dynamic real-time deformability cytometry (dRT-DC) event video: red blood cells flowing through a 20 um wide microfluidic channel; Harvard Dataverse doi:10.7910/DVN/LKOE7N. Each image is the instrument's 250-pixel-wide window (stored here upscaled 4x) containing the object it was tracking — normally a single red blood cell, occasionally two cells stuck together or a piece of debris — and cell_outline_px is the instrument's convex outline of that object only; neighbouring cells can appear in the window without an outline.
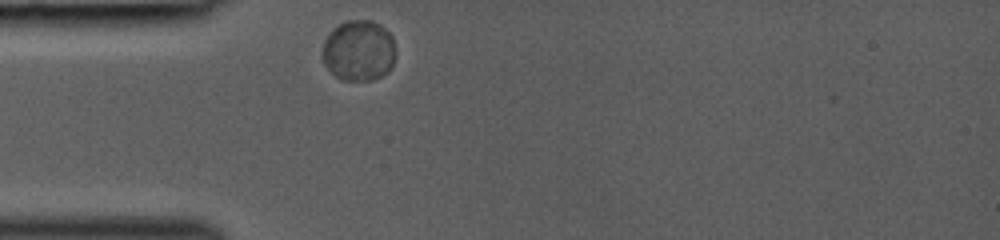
{"species": "common noctule bat (a hibernating species)", "species_latin": "Nyctalus noctula", "temperature_condition": "room temperature", "stored_images_in_passage": 29, "camera_frame_rate_fps": 3000, "um_per_image_px": 0.085, "animal": {"sex": "female", "body_mass_g": 19.0, "forearm_length_mm": 53.3}, "frame": {"image": 1, "passage_image": 1, "time_ms": 0.0, "image_size_px": [1000, 240], "cell_outline_px": [[396, 52], [392, 68], [388, 72], [372, 80], [340, 80], [324, 64], [324, 40], [340, 24], [348, 20], [372, 20], [380, 24], [392, 36]], "centroid_in_image_um": [30.55, 4.31], "position_along_channel_um": 54.5, "area_um2": 25.78}}
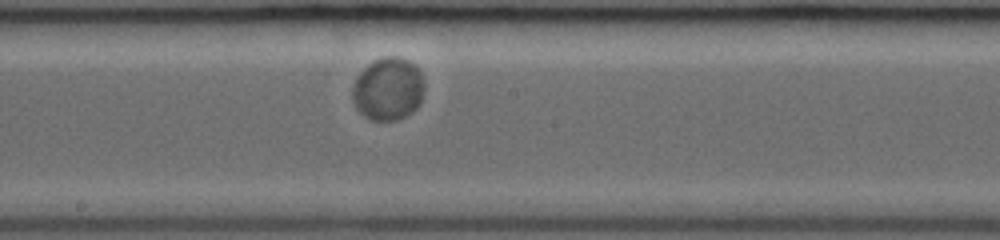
{"frame": {"image": 2, "passage_image": 13, "time_ms": 4.0, "image_size_px": [1000, 240], "cell_outline_px": [[424, 88], [420, 104], [412, 112], [396, 120], [368, 120], [356, 108], [352, 100], [352, 88], [356, 76], [368, 64], [384, 56], [396, 56], [408, 60], [416, 64], [420, 72], [424, 84]], "centroid_in_image_um": [32.98, 7.56], "position_along_channel_um": 215.2, "area_um2": 26.53}}
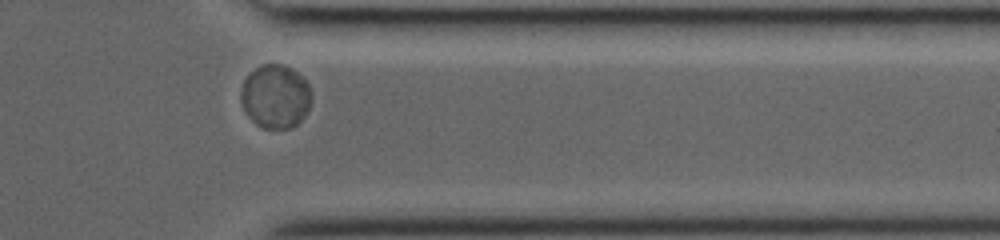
{"frame": {"image": 3, "passage_image": 25, "time_ms": 8.0, "image_size_px": [1000, 240], "cell_outline_px": [[312, 100], [304, 116], [292, 128], [264, 128], [256, 124], [244, 112], [240, 100], [240, 92], [244, 80], [256, 68], [264, 64], [280, 64], [292, 68], [308, 84], [312, 96]], "centroid_in_image_um": [23.4, 8.21], "position_along_channel_um": 388.0, "area_um2": 26.07}}